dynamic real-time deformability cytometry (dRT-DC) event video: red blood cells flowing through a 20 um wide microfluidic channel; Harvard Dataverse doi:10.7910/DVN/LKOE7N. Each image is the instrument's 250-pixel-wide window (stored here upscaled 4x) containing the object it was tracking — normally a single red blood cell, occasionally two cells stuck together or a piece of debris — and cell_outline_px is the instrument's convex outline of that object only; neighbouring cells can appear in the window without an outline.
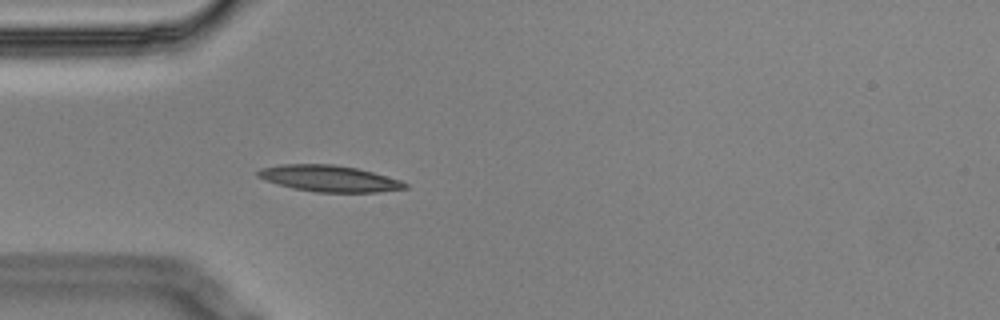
{"species": "Egyptian fruit bat (a non-hibernating species)", "species_latin": "Rousettus aegyptiacus", "temperature_condition": "cold", "stored_images_in_passage": 3, "camera_frame_rate_fps": 3000, "um_per_image_px": 0.085, "animal": {"sex": "male"}, "frame": {"image": 1, "passage_image": 3, "time_ms": 0.667, "image_size_px": [1000, 320], "cell_outline_px": [[408, 188], [376, 192], [316, 192], [292, 188], [264, 180], [256, 176], [256, 172], [260, 168], [280, 164], [332, 164], [356, 168], [372, 172], [400, 180], [408, 184]], "centroid_in_image_um": [27.93, 15.17], "position_along_channel_um": 57.1, "area_um2": 22.54}}